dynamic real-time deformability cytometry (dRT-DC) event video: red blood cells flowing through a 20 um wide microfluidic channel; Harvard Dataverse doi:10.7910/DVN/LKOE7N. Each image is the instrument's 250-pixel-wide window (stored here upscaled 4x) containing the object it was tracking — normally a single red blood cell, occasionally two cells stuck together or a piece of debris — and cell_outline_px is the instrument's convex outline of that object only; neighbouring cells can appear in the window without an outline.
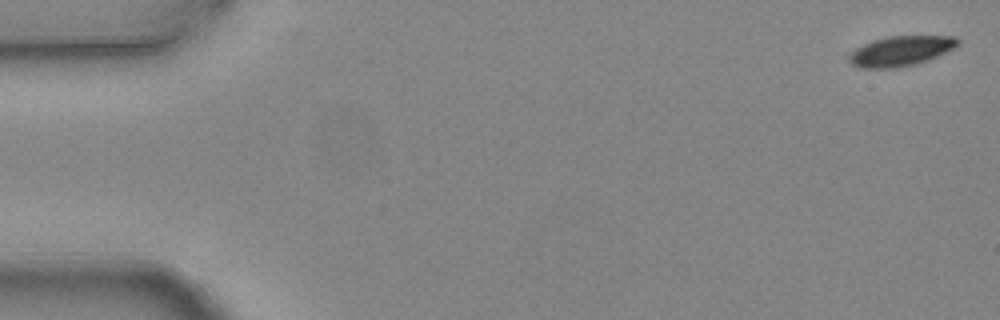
{"species": "common noctule bat (a hibernating species)", "species_latin": "Nyctalus noctula", "temperature_condition": "warm", "stored_images_in_passage": 5, "camera_frame_rate_fps": 3000, "um_per_image_px": 0.085, "animal": {"sex": "female", "body_mass_g": 24.6, "forearm_length_mm": 56.2}, "frame": {"image": 1, "passage_image": 1, "time_ms": 0.0, "image_size_px": [1000, 320], "cell_outline_px": [[960, 44], [928, 60], [916, 64], [896, 68], [860, 68], [852, 64], [848, 60], [848, 52], [872, 40], [888, 36], [956, 36], [960, 40]], "centroid_in_image_um": [76.53, 4.33], "position_along_channel_um": 8.5, "area_um2": 19.07}}
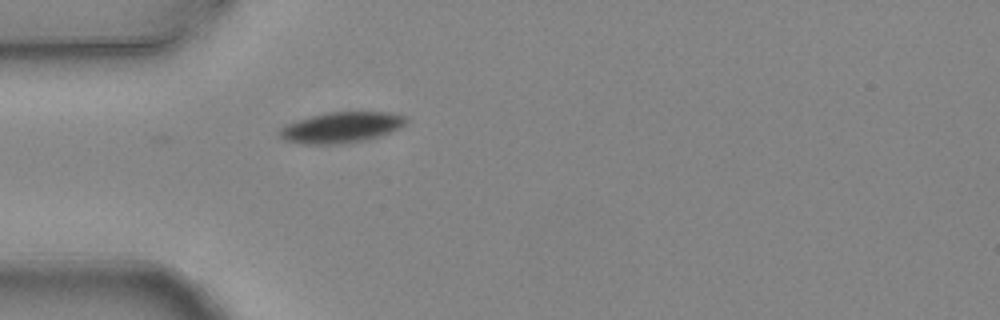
{"frame": {"image": 2, "passage_image": 5, "time_ms": 1.333, "image_size_px": [1000, 320], "cell_outline_px": [[408, 120], [400, 128], [392, 132], [360, 140], [332, 144], [300, 144], [284, 140], [276, 132], [284, 124], [296, 120], [312, 116], [332, 112], [392, 112], [404, 116]], "centroid_in_image_um": [28.96, 10.82], "position_along_channel_um": 56.0, "area_um2": 22.48}}